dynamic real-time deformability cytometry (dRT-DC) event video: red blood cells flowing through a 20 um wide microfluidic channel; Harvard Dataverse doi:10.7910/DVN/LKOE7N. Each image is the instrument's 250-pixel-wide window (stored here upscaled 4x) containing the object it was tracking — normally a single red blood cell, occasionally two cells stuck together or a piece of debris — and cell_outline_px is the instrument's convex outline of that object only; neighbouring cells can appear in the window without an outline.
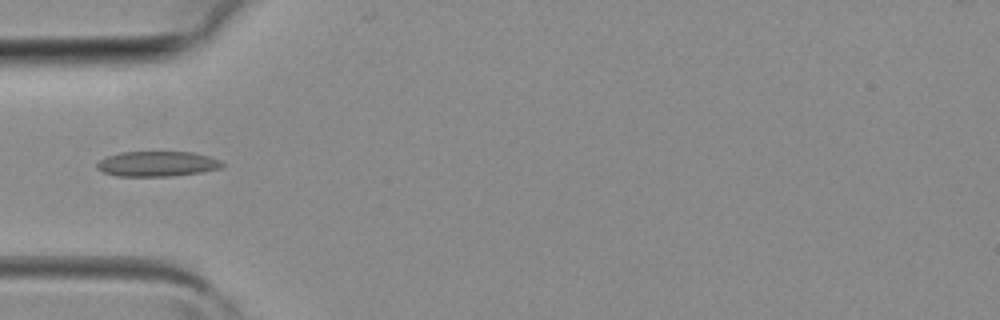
{"species": "common noctule bat (a hibernating species)", "species_latin": "Nyctalus noctula", "temperature_condition": "room temperature", "stored_images_in_passage": 3, "camera_frame_rate_fps": 3000, "um_per_image_px": 0.085, "animal": {"sex": "female", "body_mass_g": 19.3, "forearm_length_mm": 54.1}, "frame": {"image": 1, "passage_image": 3, "time_ms": 0.667, "image_size_px": [1000, 320], "cell_outline_px": [[224, 164], [220, 168], [204, 172], [172, 176], [116, 176], [104, 172], [96, 168], [96, 164], [100, 160], [108, 156], [120, 152], [192, 152], [208, 156], [220, 160]], "centroid_in_image_um": [13.37, 13.93], "position_along_channel_um": 71.6, "area_um2": 18.38}}